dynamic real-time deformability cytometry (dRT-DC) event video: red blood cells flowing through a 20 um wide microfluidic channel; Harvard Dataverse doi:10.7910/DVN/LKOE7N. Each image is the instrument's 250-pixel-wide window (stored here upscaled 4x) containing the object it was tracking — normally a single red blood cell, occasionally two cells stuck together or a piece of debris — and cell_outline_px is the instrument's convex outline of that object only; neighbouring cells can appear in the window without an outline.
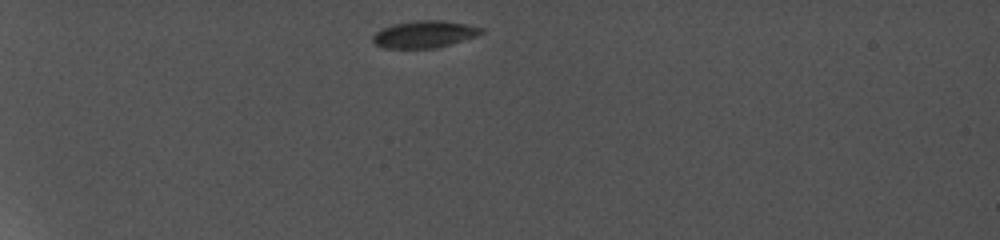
{"species": "common noctule bat (a hibernating species)", "species_latin": "Nyctalus noctula", "temperature_condition": "cold", "stored_images_in_passage": 8, "camera_frame_rate_fps": 5000, "um_per_image_px": 0.085, "animal": {"sex": "female", "body_mass_g": 19.0, "forearm_length_mm": 56.7}, "frame": {"image": 1, "passage_image": 1, "time_ms": 0.0, "image_size_px": [1000, 240], "cell_outline_px": [[484, 32], [476, 36], [436, 48], [384, 48], [376, 44], [372, 40], [372, 36], [376, 32], [384, 28], [396, 24], [416, 20], [444, 20], [484, 28]], "centroid_in_image_um": [36.08, 2.91], "position_along_channel_um": 48.9, "area_um2": 16.88}}
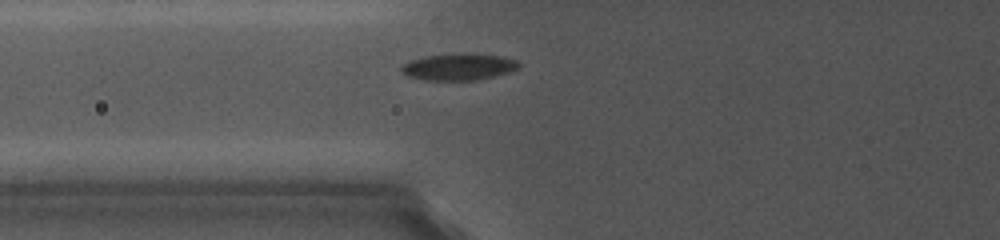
{"frame": {"image": 2, "passage_image": 4, "time_ms": 2.6, "image_size_px": [1000, 240], "cell_outline_px": [[524, 64], [520, 68], [508, 72], [472, 80], [428, 80], [408, 76], [400, 72], [400, 68], [408, 60], [424, 56], [452, 52], [472, 52], [504, 56], [516, 60]], "centroid_in_image_um": [39.0, 5.63], "position_along_channel_um": 86.8, "area_um2": 18.79}}
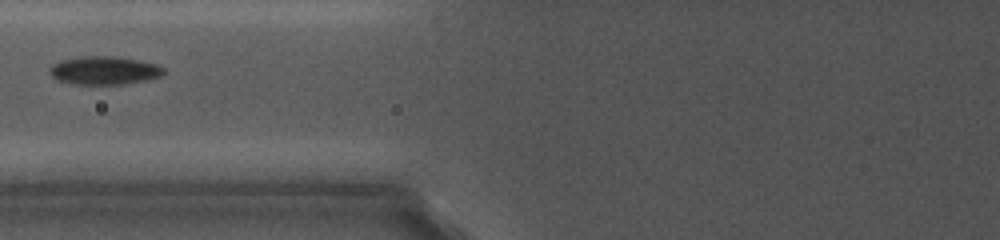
{"frame": {"image": 3, "passage_image": 5, "time_ms": 3.4, "image_size_px": [1000, 240], "cell_outline_px": [[164, 72], [160, 76], [144, 80], [120, 84], [76, 84], [56, 80], [48, 72], [48, 68], [52, 64], [60, 60], [80, 56], [116, 56], [140, 60], [156, 64], [164, 68]], "centroid_in_image_um": [8.8, 5.97], "position_along_channel_um": 117.0, "area_um2": 18.84}}